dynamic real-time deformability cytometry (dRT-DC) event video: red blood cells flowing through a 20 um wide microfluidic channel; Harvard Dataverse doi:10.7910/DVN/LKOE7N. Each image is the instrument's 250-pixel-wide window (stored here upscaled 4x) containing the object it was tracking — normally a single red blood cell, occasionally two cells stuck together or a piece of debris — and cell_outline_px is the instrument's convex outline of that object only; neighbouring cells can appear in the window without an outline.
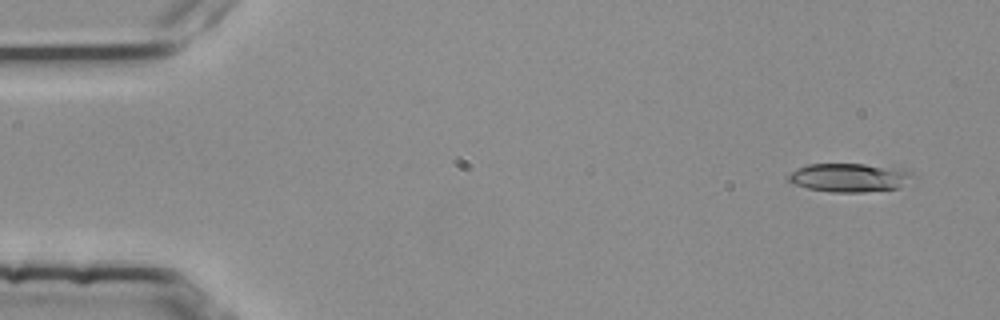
{"species": "common noctule bat (a hibernating species)", "species_latin": "Nyctalus noctula", "temperature_condition": "room temperature", "stored_images_in_passage": 4, "camera_frame_rate_fps": 3000, "um_per_image_px": 0.085, "animal": {"sex": "female", "body_mass_g": 25.1}, "frame": {"image": 1, "passage_image": 1, "time_ms": 0.0, "image_size_px": [1000, 320], "cell_outline_px": [[916, 176], [900, 188], [864, 192], [832, 192], [808, 188], [792, 184], [788, 180], [788, 176], [792, 172], [808, 164], [864, 164], [904, 168], [912, 172]], "centroid_in_image_um": [72.28, 15.09], "position_along_channel_um": 12.7, "area_um2": 20.92}}